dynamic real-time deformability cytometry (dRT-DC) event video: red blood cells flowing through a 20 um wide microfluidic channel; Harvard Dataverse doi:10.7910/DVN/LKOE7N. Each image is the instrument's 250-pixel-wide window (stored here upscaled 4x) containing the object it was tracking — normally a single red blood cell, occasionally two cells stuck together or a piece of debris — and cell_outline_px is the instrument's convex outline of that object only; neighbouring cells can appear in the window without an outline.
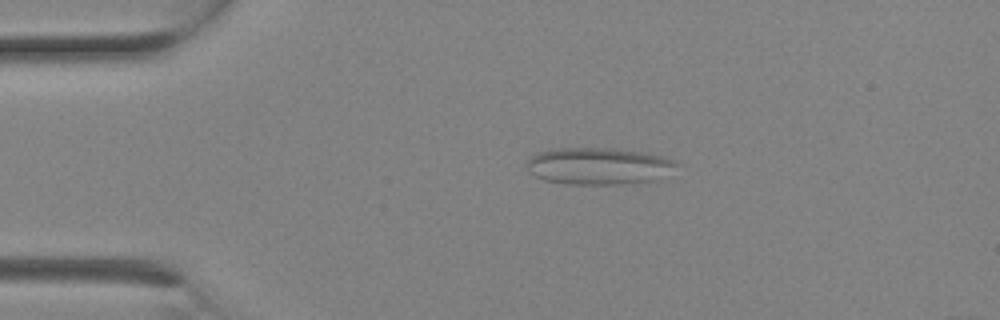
{"species": "Egyptian fruit bat (a non-hibernating species)", "species_latin": "Rousettus aegyptiacus", "temperature_condition": "room temperature", "stored_images_in_passage": 3, "camera_frame_rate_fps": 3000, "um_per_image_px": 0.085, "animal": {"sex": "female"}, "frame": {"image": 1, "passage_image": 3, "time_ms": 0.667, "image_size_px": [1000, 320], "cell_outline_px": [[680, 164], [648, 180], [620, 184], [568, 184], [544, 180], [528, 172], [528, 160], [532, 156], [540, 152], [556, 148], [612, 148], [644, 152], [660, 156], [672, 160]], "centroid_in_image_um": [50.77, 14.1], "position_along_channel_um": 34.2, "area_um2": 31.39}}